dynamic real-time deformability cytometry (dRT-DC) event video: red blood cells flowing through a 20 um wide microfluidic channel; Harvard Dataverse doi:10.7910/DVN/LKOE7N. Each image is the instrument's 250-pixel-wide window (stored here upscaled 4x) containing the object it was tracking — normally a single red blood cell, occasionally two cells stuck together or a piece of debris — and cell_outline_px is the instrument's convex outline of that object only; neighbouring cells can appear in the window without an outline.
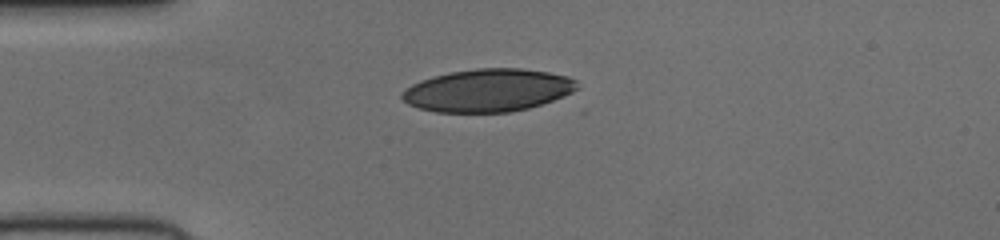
{"species": "human", "species_latin": "Homo sapiens", "temperature_condition": "cold", "stored_images_in_passage": 39, "camera_frame_rate_fps": 3000, "um_per_image_px": 0.085, "donor": {"sex": "female"}, "frame": {"image": 1, "passage_image": 1, "time_ms": 0.0, "image_size_px": [1000, 240], "cell_outline_px": [[580, 88], [564, 96], [528, 108], [508, 112], [436, 112], [420, 108], [408, 104], [400, 96], [400, 92], [412, 84], [420, 80], [432, 76], [448, 72], [476, 68], [520, 68], [548, 72], [568, 76], [576, 80]], "centroid_in_image_um": [41.46, 7.67], "position_along_channel_um": 43.5, "area_um2": 43.75}}
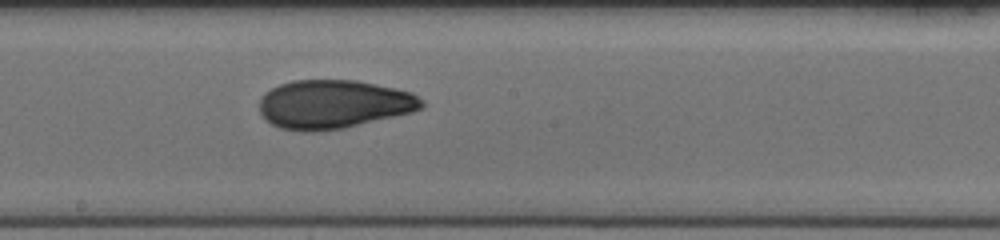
{"frame": {"image": 2, "passage_image": 16, "time_ms": 5.0, "image_size_px": [1000, 240], "cell_outline_px": [[424, 108], [412, 112], [344, 128], [316, 132], [304, 132], [280, 128], [272, 124], [260, 112], [260, 100], [264, 92], [280, 84], [292, 80], [356, 80], [396, 88], [412, 92], [424, 100]], "centroid_in_image_um": [28.38, 8.86], "position_along_channel_um": 219.8, "area_um2": 46.24}}
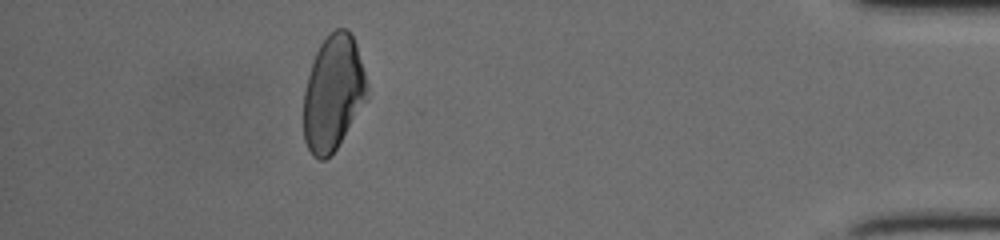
{"frame": {"image": 3, "passage_image": 34, "time_ms": 11.0, "image_size_px": [1000, 240], "cell_outline_px": [[368, 100], [336, 148], [324, 160], [320, 160], [312, 156], [304, 140], [304, 92], [308, 76], [316, 52], [320, 44], [336, 28], [348, 28], [352, 32], [356, 44], [368, 84]], "centroid_in_image_um": [28.34, 7.9], "position_along_channel_um": 406.9, "area_um2": 42.71}}